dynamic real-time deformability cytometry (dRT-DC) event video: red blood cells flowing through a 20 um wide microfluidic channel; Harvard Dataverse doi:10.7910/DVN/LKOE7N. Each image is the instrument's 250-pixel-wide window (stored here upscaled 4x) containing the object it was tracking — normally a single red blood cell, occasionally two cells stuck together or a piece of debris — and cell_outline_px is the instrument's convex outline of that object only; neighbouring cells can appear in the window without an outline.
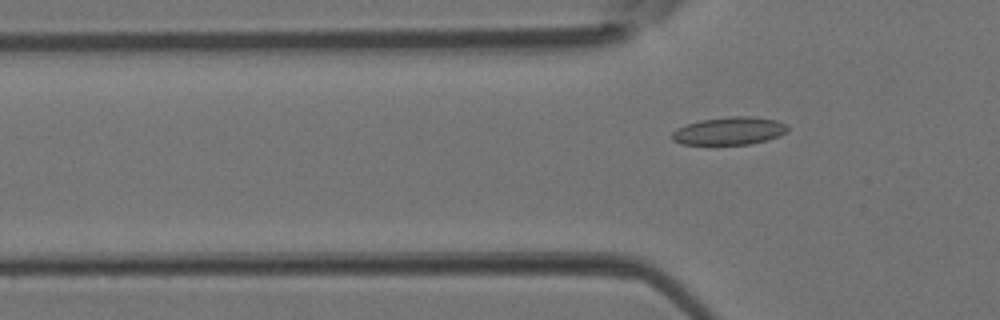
{"species": "Egyptian fruit bat (a non-hibernating species)", "species_latin": "Rousettus aegyptiacus", "temperature_condition": "room temperature", "stored_images_in_passage": 2, "camera_frame_rate_fps": 3000, "um_per_image_px": 0.085, "animal": {"sex": "female"}, "frame": {"image": 1, "passage_image": 2, "time_ms": 0.333, "image_size_px": [1000, 320], "cell_outline_px": [[788, 132], [780, 136], [768, 140], [748, 144], [680, 144], [672, 140], [672, 132], [676, 128], [684, 124], [700, 120], [732, 116], [756, 116], [776, 120], [788, 124]], "centroid_in_image_um": [62.01, 11.12], "position_along_channel_um": 63.8, "area_um2": 19.02}}